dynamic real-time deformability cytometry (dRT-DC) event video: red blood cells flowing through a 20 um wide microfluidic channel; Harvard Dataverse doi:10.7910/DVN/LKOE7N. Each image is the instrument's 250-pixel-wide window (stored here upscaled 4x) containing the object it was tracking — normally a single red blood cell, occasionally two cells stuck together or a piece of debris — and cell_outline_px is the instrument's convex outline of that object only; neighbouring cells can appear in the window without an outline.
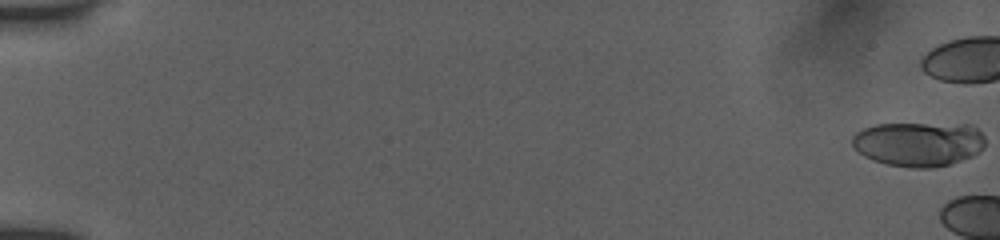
{"species": "human", "species_latin": "Homo sapiens", "temperature_condition": "room temperature", "stored_images_in_passage": 4, "camera_frame_rate_fps": 3000, "um_per_image_px": 0.085, "donor": {"sex": "female"}, "frame": {"image": 1, "passage_image": 1, "time_ms": 0.0, "image_size_px": [1000, 240], "cell_outline_px": [[984, 148], [972, 156], [948, 164], [932, 168], [912, 168], [884, 164], [872, 160], [864, 156], [852, 144], [852, 136], [856, 132], [864, 128], [876, 124], [972, 124], [984, 136]], "centroid_in_image_um": [78.08, 12.23], "position_along_channel_um": 6.9, "area_um2": 34.56}}